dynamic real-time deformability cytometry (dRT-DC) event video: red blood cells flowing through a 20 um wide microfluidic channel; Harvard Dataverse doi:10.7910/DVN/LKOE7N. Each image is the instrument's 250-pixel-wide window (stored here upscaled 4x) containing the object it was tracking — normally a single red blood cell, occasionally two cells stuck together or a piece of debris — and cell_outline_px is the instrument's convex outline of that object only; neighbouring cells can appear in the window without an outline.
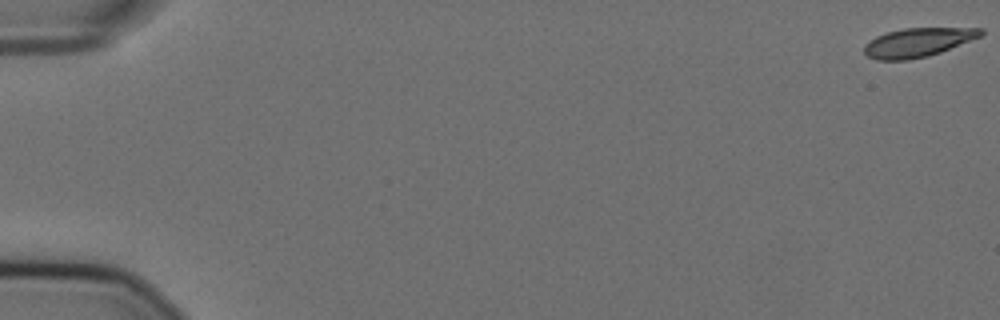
{"species": "Egyptian fruit bat (a non-hibernating species)", "species_latin": "Rousettus aegyptiacus", "temperature_condition": "cold", "stored_images_in_passage": 8, "camera_frame_rate_fps": 3000, "um_per_image_px": 0.085, "animal": {"sex": "female"}, "frame": {"image": 1, "passage_image": 1, "time_ms": 0.0, "image_size_px": [1000, 320], "cell_outline_px": [[984, 32], [980, 36], [940, 52], [928, 56], [908, 60], [876, 60], [868, 56], [864, 52], [864, 44], [868, 40], [876, 36], [888, 32], [904, 28], [984, 28]], "centroid_in_image_um": [77.97, 3.61], "position_along_channel_um": 7.0, "area_um2": 19.54}}